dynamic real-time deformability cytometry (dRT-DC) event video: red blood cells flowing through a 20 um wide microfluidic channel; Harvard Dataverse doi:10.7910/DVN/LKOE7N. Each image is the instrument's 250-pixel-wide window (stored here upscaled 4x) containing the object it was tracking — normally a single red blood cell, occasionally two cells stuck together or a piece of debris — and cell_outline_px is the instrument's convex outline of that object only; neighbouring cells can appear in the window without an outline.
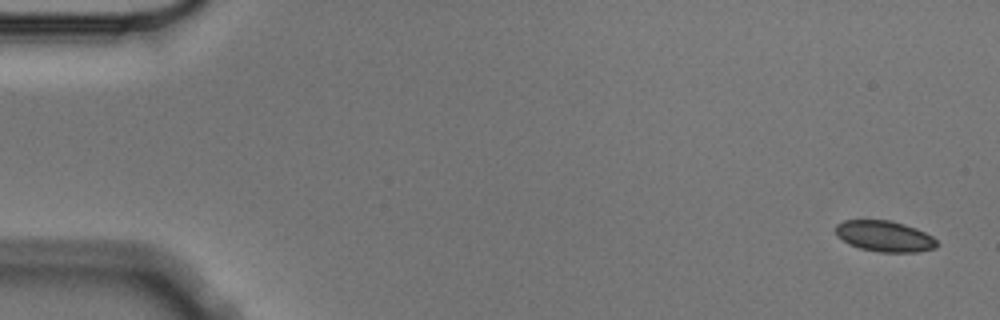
{"species": "Egyptian fruit bat (a non-hibernating species)", "species_latin": "Rousettus aegyptiacus", "temperature_condition": "cold", "stored_images_in_passage": 5, "camera_frame_rate_fps": 3000, "um_per_image_px": 0.085, "animal": {"sex": "male"}, "frame": {"image": 1, "passage_image": 1, "time_ms": 0.0, "image_size_px": [1000, 320], "cell_outline_px": [[940, 244], [936, 248], [916, 252], [880, 252], [860, 248], [848, 244], [836, 236], [836, 224], [844, 220], [888, 220], [904, 224], [916, 228], [932, 236]], "centroid_in_image_um": [75.19, 20.08], "position_along_channel_um": 9.8, "area_um2": 18.32}}
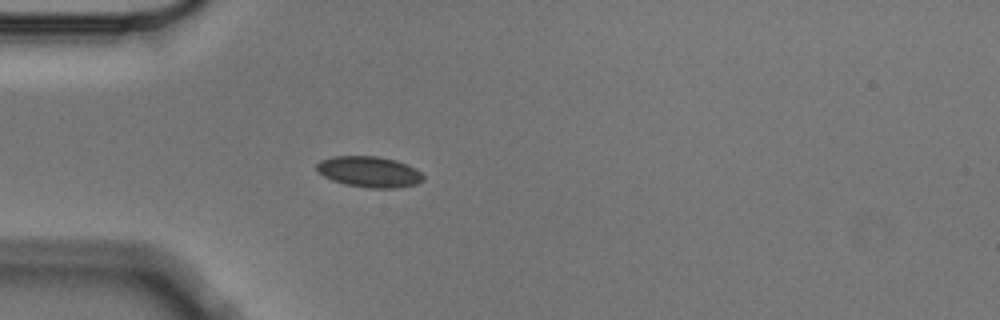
{"frame": {"image": 2, "passage_image": 5, "time_ms": 1.333, "image_size_px": [1000, 320], "cell_outline_px": [[424, 180], [416, 184], [396, 188], [368, 188], [344, 184], [332, 180], [316, 172], [316, 164], [320, 160], [332, 156], [376, 156], [396, 160], [420, 172], [424, 176]], "centroid_in_image_um": [31.33, 14.6], "position_along_channel_um": 53.7, "area_um2": 19.19}}